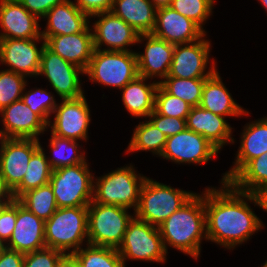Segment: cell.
<instances>
[{"mask_svg": "<svg viewBox=\"0 0 267 267\" xmlns=\"http://www.w3.org/2000/svg\"><path fill=\"white\" fill-rule=\"evenodd\" d=\"M221 185L204 191L206 237L232 250L265 226L249 205L253 202L251 193L239 191L229 182Z\"/></svg>", "mask_w": 267, "mask_h": 267, "instance_id": "6da1fadb", "label": "cell"}, {"mask_svg": "<svg viewBox=\"0 0 267 267\" xmlns=\"http://www.w3.org/2000/svg\"><path fill=\"white\" fill-rule=\"evenodd\" d=\"M262 6L265 8V11L267 12V0H258Z\"/></svg>", "mask_w": 267, "mask_h": 267, "instance_id": "f5cc1de1", "label": "cell"}, {"mask_svg": "<svg viewBox=\"0 0 267 267\" xmlns=\"http://www.w3.org/2000/svg\"><path fill=\"white\" fill-rule=\"evenodd\" d=\"M128 208L91 202L88 206V242L118 249L129 222L135 216Z\"/></svg>", "mask_w": 267, "mask_h": 267, "instance_id": "52a82bcc", "label": "cell"}, {"mask_svg": "<svg viewBox=\"0 0 267 267\" xmlns=\"http://www.w3.org/2000/svg\"><path fill=\"white\" fill-rule=\"evenodd\" d=\"M229 183L235 189L247 193L267 184V152L250 160Z\"/></svg>", "mask_w": 267, "mask_h": 267, "instance_id": "1f68e13d", "label": "cell"}, {"mask_svg": "<svg viewBox=\"0 0 267 267\" xmlns=\"http://www.w3.org/2000/svg\"><path fill=\"white\" fill-rule=\"evenodd\" d=\"M148 119L162 132L166 137L176 135L186 128V119L163 116L155 111L149 114Z\"/></svg>", "mask_w": 267, "mask_h": 267, "instance_id": "60d3db41", "label": "cell"}, {"mask_svg": "<svg viewBox=\"0 0 267 267\" xmlns=\"http://www.w3.org/2000/svg\"><path fill=\"white\" fill-rule=\"evenodd\" d=\"M90 27L89 25L83 32L76 34L50 36L45 41L46 46L64 60L85 71L94 51Z\"/></svg>", "mask_w": 267, "mask_h": 267, "instance_id": "603a6c76", "label": "cell"}, {"mask_svg": "<svg viewBox=\"0 0 267 267\" xmlns=\"http://www.w3.org/2000/svg\"><path fill=\"white\" fill-rule=\"evenodd\" d=\"M50 135L48 146H50V154L53 156L47 155L46 157L53 170L84 163L87 160L84 150H78L81 148L78 144L80 142L58 137L52 133Z\"/></svg>", "mask_w": 267, "mask_h": 267, "instance_id": "4dcf8cb0", "label": "cell"}, {"mask_svg": "<svg viewBox=\"0 0 267 267\" xmlns=\"http://www.w3.org/2000/svg\"><path fill=\"white\" fill-rule=\"evenodd\" d=\"M41 42L40 48L37 43ZM43 41V42H42ZM46 45L43 38L12 39L0 38V64L6 70L28 78H38L41 55Z\"/></svg>", "mask_w": 267, "mask_h": 267, "instance_id": "9a60e30c", "label": "cell"}, {"mask_svg": "<svg viewBox=\"0 0 267 267\" xmlns=\"http://www.w3.org/2000/svg\"><path fill=\"white\" fill-rule=\"evenodd\" d=\"M46 247L71 255L88 242V207L58 208L45 221Z\"/></svg>", "mask_w": 267, "mask_h": 267, "instance_id": "3957f363", "label": "cell"}, {"mask_svg": "<svg viewBox=\"0 0 267 267\" xmlns=\"http://www.w3.org/2000/svg\"><path fill=\"white\" fill-rule=\"evenodd\" d=\"M194 194L147 177L142 184L134 214L138 219L158 227Z\"/></svg>", "mask_w": 267, "mask_h": 267, "instance_id": "5b68a950", "label": "cell"}, {"mask_svg": "<svg viewBox=\"0 0 267 267\" xmlns=\"http://www.w3.org/2000/svg\"><path fill=\"white\" fill-rule=\"evenodd\" d=\"M215 0H172L170 7L193 20L203 30V25L212 15Z\"/></svg>", "mask_w": 267, "mask_h": 267, "instance_id": "f35d334b", "label": "cell"}, {"mask_svg": "<svg viewBox=\"0 0 267 267\" xmlns=\"http://www.w3.org/2000/svg\"><path fill=\"white\" fill-rule=\"evenodd\" d=\"M85 247L70 255L79 267H125L117 249L91 244Z\"/></svg>", "mask_w": 267, "mask_h": 267, "instance_id": "836d02e7", "label": "cell"}, {"mask_svg": "<svg viewBox=\"0 0 267 267\" xmlns=\"http://www.w3.org/2000/svg\"><path fill=\"white\" fill-rule=\"evenodd\" d=\"M42 19L47 20V26L41 31V36L45 41L50 36L83 32L90 23V17L71 0L55 5Z\"/></svg>", "mask_w": 267, "mask_h": 267, "instance_id": "d4e9b609", "label": "cell"}, {"mask_svg": "<svg viewBox=\"0 0 267 267\" xmlns=\"http://www.w3.org/2000/svg\"><path fill=\"white\" fill-rule=\"evenodd\" d=\"M133 165H127L93 180V202L103 205H118L135 212L140 197V190L147 178L137 174Z\"/></svg>", "mask_w": 267, "mask_h": 267, "instance_id": "277c9868", "label": "cell"}, {"mask_svg": "<svg viewBox=\"0 0 267 267\" xmlns=\"http://www.w3.org/2000/svg\"><path fill=\"white\" fill-rule=\"evenodd\" d=\"M218 152L202 135L185 128L180 133L167 137L160 157L176 164L203 165L215 158Z\"/></svg>", "mask_w": 267, "mask_h": 267, "instance_id": "5bb4252c", "label": "cell"}, {"mask_svg": "<svg viewBox=\"0 0 267 267\" xmlns=\"http://www.w3.org/2000/svg\"><path fill=\"white\" fill-rule=\"evenodd\" d=\"M0 115L3 126L0 138L39 140V135L48 130L47 124L22 99L4 107Z\"/></svg>", "mask_w": 267, "mask_h": 267, "instance_id": "e0dca14e", "label": "cell"}, {"mask_svg": "<svg viewBox=\"0 0 267 267\" xmlns=\"http://www.w3.org/2000/svg\"><path fill=\"white\" fill-rule=\"evenodd\" d=\"M93 17L99 19L92 23L93 25L91 27L94 49L104 51H133L129 49L130 45H136L140 35L135 29L111 11L98 13L92 15L90 18ZM103 46H107V48H102Z\"/></svg>", "mask_w": 267, "mask_h": 267, "instance_id": "2e32d148", "label": "cell"}, {"mask_svg": "<svg viewBox=\"0 0 267 267\" xmlns=\"http://www.w3.org/2000/svg\"><path fill=\"white\" fill-rule=\"evenodd\" d=\"M66 255L56 249L45 247L24 255L23 267H57Z\"/></svg>", "mask_w": 267, "mask_h": 267, "instance_id": "ab89813d", "label": "cell"}, {"mask_svg": "<svg viewBox=\"0 0 267 267\" xmlns=\"http://www.w3.org/2000/svg\"><path fill=\"white\" fill-rule=\"evenodd\" d=\"M24 255L6 247L0 254V267H23Z\"/></svg>", "mask_w": 267, "mask_h": 267, "instance_id": "f6af8a7d", "label": "cell"}, {"mask_svg": "<svg viewBox=\"0 0 267 267\" xmlns=\"http://www.w3.org/2000/svg\"><path fill=\"white\" fill-rule=\"evenodd\" d=\"M175 45L167 77L182 79L209 78L217 69L215 60L210 63L211 42L205 39ZM210 63V64H209ZM208 64L210 67L207 69ZM207 69V70H206Z\"/></svg>", "mask_w": 267, "mask_h": 267, "instance_id": "8fae6325", "label": "cell"}, {"mask_svg": "<svg viewBox=\"0 0 267 267\" xmlns=\"http://www.w3.org/2000/svg\"><path fill=\"white\" fill-rule=\"evenodd\" d=\"M111 12L140 35L151 34L155 27L156 8L150 0H114Z\"/></svg>", "mask_w": 267, "mask_h": 267, "instance_id": "83f0119b", "label": "cell"}, {"mask_svg": "<svg viewBox=\"0 0 267 267\" xmlns=\"http://www.w3.org/2000/svg\"><path fill=\"white\" fill-rule=\"evenodd\" d=\"M26 77L9 70H0V111L21 99Z\"/></svg>", "mask_w": 267, "mask_h": 267, "instance_id": "74e56055", "label": "cell"}, {"mask_svg": "<svg viewBox=\"0 0 267 267\" xmlns=\"http://www.w3.org/2000/svg\"><path fill=\"white\" fill-rule=\"evenodd\" d=\"M57 267H79V265L70 255H66Z\"/></svg>", "mask_w": 267, "mask_h": 267, "instance_id": "7dc6e473", "label": "cell"}, {"mask_svg": "<svg viewBox=\"0 0 267 267\" xmlns=\"http://www.w3.org/2000/svg\"><path fill=\"white\" fill-rule=\"evenodd\" d=\"M84 75L92 83L121 90L138 76L136 52L94 49Z\"/></svg>", "mask_w": 267, "mask_h": 267, "instance_id": "8992f818", "label": "cell"}, {"mask_svg": "<svg viewBox=\"0 0 267 267\" xmlns=\"http://www.w3.org/2000/svg\"><path fill=\"white\" fill-rule=\"evenodd\" d=\"M156 9L170 7L172 0H150Z\"/></svg>", "mask_w": 267, "mask_h": 267, "instance_id": "c3c4849f", "label": "cell"}, {"mask_svg": "<svg viewBox=\"0 0 267 267\" xmlns=\"http://www.w3.org/2000/svg\"><path fill=\"white\" fill-rule=\"evenodd\" d=\"M39 148L36 139L0 138V177L10 193L21 184L31 156Z\"/></svg>", "mask_w": 267, "mask_h": 267, "instance_id": "7c38bea8", "label": "cell"}, {"mask_svg": "<svg viewBox=\"0 0 267 267\" xmlns=\"http://www.w3.org/2000/svg\"><path fill=\"white\" fill-rule=\"evenodd\" d=\"M0 198H14L13 194L10 193L3 184L0 177Z\"/></svg>", "mask_w": 267, "mask_h": 267, "instance_id": "f907efd6", "label": "cell"}, {"mask_svg": "<svg viewBox=\"0 0 267 267\" xmlns=\"http://www.w3.org/2000/svg\"><path fill=\"white\" fill-rule=\"evenodd\" d=\"M17 201L44 222L58 209L50 183L23 193Z\"/></svg>", "mask_w": 267, "mask_h": 267, "instance_id": "d6a6232c", "label": "cell"}, {"mask_svg": "<svg viewBox=\"0 0 267 267\" xmlns=\"http://www.w3.org/2000/svg\"><path fill=\"white\" fill-rule=\"evenodd\" d=\"M6 249V243L0 239V254Z\"/></svg>", "mask_w": 267, "mask_h": 267, "instance_id": "816d5d0a", "label": "cell"}, {"mask_svg": "<svg viewBox=\"0 0 267 267\" xmlns=\"http://www.w3.org/2000/svg\"><path fill=\"white\" fill-rule=\"evenodd\" d=\"M151 34L177 45L197 41L207 33L193 20L171 7H164L156 9L155 27Z\"/></svg>", "mask_w": 267, "mask_h": 267, "instance_id": "ac0fdd59", "label": "cell"}, {"mask_svg": "<svg viewBox=\"0 0 267 267\" xmlns=\"http://www.w3.org/2000/svg\"><path fill=\"white\" fill-rule=\"evenodd\" d=\"M114 0H75L74 4L89 17L111 11Z\"/></svg>", "mask_w": 267, "mask_h": 267, "instance_id": "7bdbcfd3", "label": "cell"}, {"mask_svg": "<svg viewBox=\"0 0 267 267\" xmlns=\"http://www.w3.org/2000/svg\"><path fill=\"white\" fill-rule=\"evenodd\" d=\"M251 194L253 195L252 203L267 212V184L260 186Z\"/></svg>", "mask_w": 267, "mask_h": 267, "instance_id": "bcb514c9", "label": "cell"}, {"mask_svg": "<svg viewBox=\"0 0 267 267\" xmlns=\"http://www.w3.org/2000/svg\"><path fill=\"white\" fill-rule=\"evenodd\" d=\"M31 14L37 16L40 20L55 5L65 0H18Z\"/></svg>", "mask_w": 267, "mask_h": 267, "instance_id": "ee69618b", "label": "cell"}, {"mask_svg": "<svg viewBox=\"0 0 267 267\" xmlns=\"http://www.w3.org/2000/svg\"><path fill=\"white\" fill-rule=\"evenodd\" d=\"M39 21L18 0H0V38H42Z\"/></svg>", "mask_w": 267, "mask_h": 267, "instance_id": "ffe728a7", "label": "cell"}, {"mask_svg": "<svg viewBox=\"0 0 267 267\" xmlns=\"http://www.w3.org/2000/svg\"><path fill=\"white\" fill-rule=\"evenodd\" d=\"M148 80L138 75L120 90L124 108L132 117L147 119L149 114L154 111L155 94L159 81L155 79L152 83L147 84Z\"/></svg>", "mask_w": 267, "mask_h": 267, "instance_id": "4316f807", "label": "cell"}, {"mask_svg": "<svg viewBox=\"0 0 267 267\" xmlns=\"http://www.w3.org/2000/svg\"><path fill=\"white\" fill-rule=\"evenodd\" d=\"M93 180L87 161L53 170L49 183L58 208L88 207L93 199Z\"/></svg>", "mask_w": 267, "mask_h": 267, "instance_id": "ba28073f", "label": "cell"}, {"mask_svg": "<svg viewBox=\"0 0 267 267\" xmlns=\"http://www.w3.org/2000/svg\"><path fill=\"white\" fill-rule=\"evenodd\" d=\"M143 41L144 53L136 52L138 75L151 80L160 78V83L168 76L175 45L152 34L139 35L137 44Z\"/></svg>", "mask_w": 267, "mask_h": 267, "instance_id": "d6986e66", "label": "cell"}, {"mask_svg": "<svg viewBox=\"0 0 267 267\" xmlns=\"http://www.w3.org/2000/svg\"><path fill=\"white\" fill-rule=\"evenodd\" d=\"M44 150L40 143V148L31 156L21 184L12 192L15 200L27 191L49 183L53 169Z\"/></svg>", "mask_w": 267, "mask_h": 267, "instance_id": "f1b7e54d", "label": "cell"}, {"mask_svg": "<svg viewBox=\"0 0 267 267\" xmlns=\"http://www.w3.org/2000/svg\"><path fill=\"white\" fill-rule=\"evenodd\" d=\"M15 198H0V216Z\"/></svg>", "mask_w": 267, "mask_h": 267, "instance_id": "681fc988", "label": "cell"}, {"mask_svg": "<svg viewBox=\"0 0 267 267\" xmlns=\"http://www.w3.org/2000/svg\"><path fill=\"white\" fill-rule=\"evenodd\" d=\"M226 117L216 115L200 106L191 108L186 118V128L202 135L219 151L228 143L235 142L232 136V127Z\"/></svg>", "mask_w": 267, "mask_h": 267, "instance_id": "cb8c5ba5", "label": "cell"}, {"mask_svg": "<svg viewBox=\"0 0 267 267\" xmlns=\"http://www.w3.org/2000/svg\"><path fill=\"white\" fill-rule=\"evenodd\" d=\"M240 138L234 165L223 174L220 183L229 182L250 160L267 152V117L244 125Z\"/></svg>", "mask_w": 267, "mask_h": 267, "instance_id": "7402d4cb", "label": "cell"}, {"mask_svg": "<svg viewBox=\"0 0 267 267\" xmlns=\"http://www.w3.org/2000/svg\"><path fill=\"white\" fill-rule=\"evenodd\" d=\"M84 70L64 60L46 45L42 51L38 76H44L55 93L62 99H77L84 95L79 75Z\"/></svg>", "mask_w": 267, "mask_h": 267, "instance_id": "30bf717a", "label": "cell"}, {"mask_svg": "<svg viewBox=\"0 0 267 267\" xmlns=\"http://www.w3.org/2000/svg\"><path fill=\"white\" fill-rule=\"evenodd\" d=\"M27 85L23 90L22 101L48 125L51 120L50 116L58 105L54 99V94L47 92V89L37 87L35 90L30 89L25 92Z\"/></svg>", "mask_w": 267, "mask_h": 267, "instance_id": "d590c367", "label": "cell"}, {"mask_svg": "<svg viewBox=\"0 0 267 267\" xmlns=\"http://www.w3.org/2000/svg\"><path fill=\"white\" fill-rule=\"evenodd\" d=\"M199 106L224 117L249 115V111L234 101L217 70L205 80Z\"/></svg>", "mask_w": 267, "mask_h": 267, "instance_id": "484cf974", "label": "cell"}, {"mask_svg": "<svg viewBox=\"0 0 267 267\" xmlns=\"http://www.w3.org/2000/svg\"><path fill=\"white\" fill-rule=\"evenodd\" d=\"M126 152L150 151L160 157L167 137L150 120L142 121L135 126Z\"/></svg>", "mask_w": 267, "mask_h": 267, "instance_id": "f546056e", "label": "cell"}, {"mask_svg": "<svg viewBox=\"0 0 267 267\" xmlns=\"http://www.w3.org/2000/svg\"><path fill=\"white\" fill-rule=\"evenodd\" d=\"M45 222L17 201V219L6 247L23 254L46 247Z\"/></svg>", "mask_w": 267, "mask_h": 267, "instance_id": "44dd1931", "label": "cell"}, {"mask_svg": "<svg viewBox=\"0 0 267 267\" xmlns=\"http://www.w3.org/2000/svg\"><path fill=\"white\" fill-rule=\"evenodd\" d=\"M17 219V200H14L0 216V239L8 243Z\"/></svg>", "mask_w": 267, "mask_h": 267, "instance_id": "b9f144b4", "label": "cell"}, {"mask_svg": "<svg viewBox=\"0 0 267 267\" xmlns=\"http://www.w3.org/2000/svg\"><path fill=\"white\" fill-rule=\"evenodd\" d=\"M207 78L182 79L166 77L159 84L171 95L186 101L192 107L199 106L202 88Z\"/></svg>", "mask_w": 267, "mask_h": 267, "instance_id": "e575fe53", "label": "cell"}, {"mask_svg": "<svg viewBox=\"0 0 267 267\" xmlns=\"http://www.w3.org/2000/svg\"><path fill=\"white\" fill-rule=\"evenodd\" d=\"M117 251L125 267L129 259L166 263L168 254L158 227L140 220L136 216L129 222L123 241Z\"/></svg>", "mask_w": 267, "mask_h": 267, "instance_id": "9c48e42d", "label": "cell"}, {"mask_svg": "<svg viewBox=\"0 0 267 267\" xmlns=\"http://www.w3.org/2000/svg\"><path fill=\"white\" fill-rule=\"evenodd\" d=\"M85 95L77 99H62L54 109L53 122L47 127L51 133L71 140H88V128L91 114Z\"/></svg>", "mask_w": 267, "mask_h": 267, "instance_id": "4fadbf2b", "label": "cell"}, {"mask_svg": "<svg viewBox=\"0 0 267 267\" xmlns=\"http://www.w3.org/2000/svg\"><path fill=\"white\" fill-rule=\"evenodd\" d=\"M261 267H267V260L265 261V263Z\"/></svg>", "mask_w": 267, "mask_h": 267, "instance_id": "db71d44e", "label": "cell"}, {"mask_svg": "<svg viewBox=\"0 0 267 267\" xmlns=\"http://www.w3.org/2000/svg\"><path fill=\"white\" fill-rule=\"evenodd\" d=\"M163 244L198 260L201 242L206 237L204 192L195 193L177 211L158 226Z\"/></svg>", "mask_w": 267, "mask_h": 267, "instance_id": "7a4b0ae2", "label": "cell"}, {"mask_svg": "<svg viewBox=\"0 0 267 267\" xmlns=\"http://www.w3.org/2000/svg\"><path fill=\"white\" fill-rule=\"evenodd\" d=\"M192 106L186 101L169 94L160 84L155 94L154 111L163 116L186 119Z\"/></svg>", "mask_w": 267, "mask_h": 267, "instance_id": "8d00e7d4", "label": "cell"}]
</instances>
